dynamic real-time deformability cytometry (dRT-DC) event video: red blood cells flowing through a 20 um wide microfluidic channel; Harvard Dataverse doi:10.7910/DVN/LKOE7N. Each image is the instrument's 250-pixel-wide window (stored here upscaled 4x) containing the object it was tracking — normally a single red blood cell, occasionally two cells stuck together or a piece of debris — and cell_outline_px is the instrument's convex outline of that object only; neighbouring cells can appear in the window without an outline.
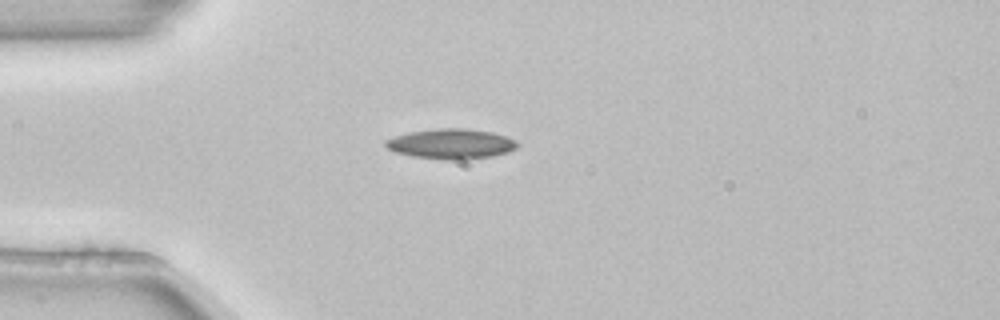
{"species": "common noctule bat (a hibernating species)", "species_latin": "Nyctalus noctula", "temperature_condition": "room temperature", "stored_images_in_passage": 4, "camera_frame_rate_fps": 3000, "um_per_image_px": 0.085, "animal": {"sex": "female", "body_mass_g": 22.7, "forearm_length_mm": 54.2}, "frame": {"image": 1, "passage_image": 4, "time_ms": 1.0, "image_size_px": [1000, 320], "cell_outline_px": [[520, 144], [516, 148], [508, 152], [492, 156], [464, 160], [444, 160], [412, 156], [392, 152], [384, 144], [384, 140], [408, 132], [440, 128], [464, 128], [492, 132], [516, 140]], "centroid_in_image_um": [38.33, 12.24], "position_along_channel_um": 46.7, "area_um2": 23.29}}